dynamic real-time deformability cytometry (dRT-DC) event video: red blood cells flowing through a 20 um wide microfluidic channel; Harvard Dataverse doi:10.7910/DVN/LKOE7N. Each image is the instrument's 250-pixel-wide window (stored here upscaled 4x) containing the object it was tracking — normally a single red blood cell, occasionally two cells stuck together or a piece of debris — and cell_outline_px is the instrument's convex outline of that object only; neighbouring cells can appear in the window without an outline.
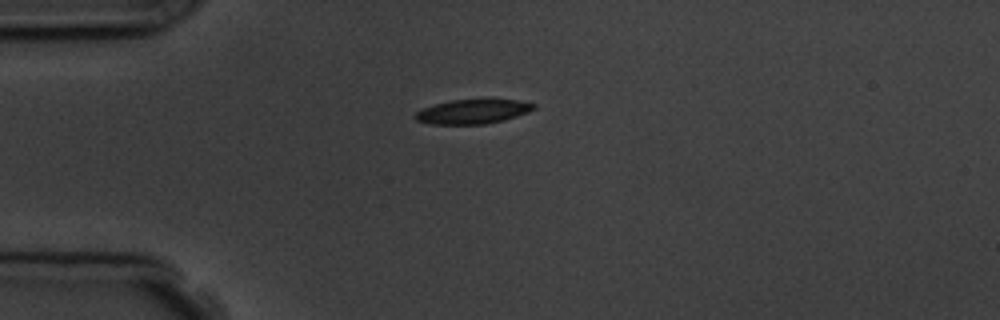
{"species": "common noctule bat (a hibernating species)", "species_latin": "Nyctalus noctula", "temperature_condition": "room temperature", "stored_images_in_passage": 6, "camera_frame_rate_fps": 3000, "um_per_image_px": 0.085, "animal": {"sex": "male", "body_mass_g": 19.5, "forearm_length_mm": 54.6}, "frame": {"image": 1, "passage_image": 6, "time_ms": 6.667, "image_size_px": [1000, 320], "cell_outline_px": [[536, 108], [528, 112], [504, 120], [484, 124], [432, 124], [416, 120], [412, 116], [416, 112], [424, 108], [436, 104], [452, 100], [488, 96], [492, 96], [520, 100], [536, 104]], "centroid_in_image_um": [40.27, 9.42], "position_along_channel_um": 44.7, "area_um2": 17.69}}